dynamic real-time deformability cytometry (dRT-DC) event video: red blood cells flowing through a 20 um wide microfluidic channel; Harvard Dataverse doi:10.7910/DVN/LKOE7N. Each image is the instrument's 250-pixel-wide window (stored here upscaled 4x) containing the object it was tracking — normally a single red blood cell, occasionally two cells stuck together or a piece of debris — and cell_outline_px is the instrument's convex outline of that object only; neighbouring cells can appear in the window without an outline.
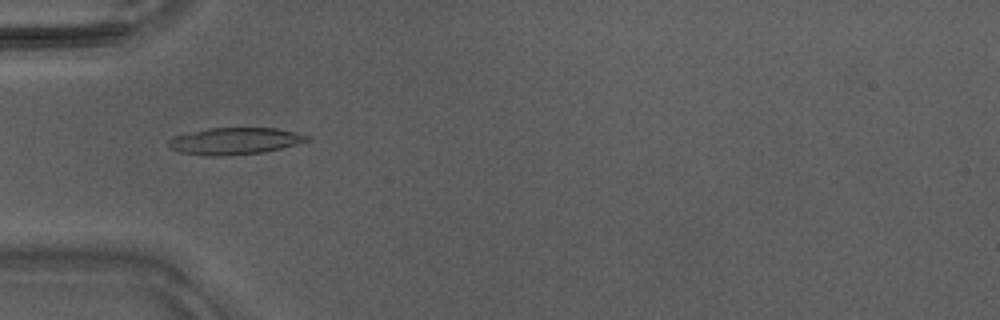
{"species": "Egyptian fruit bat (a non-hibernating species)", "species_latin": "Rousettus aegyptiacus", "temperature_condition": "warm", "stored_images_in_passage": 35, "camera_frame_rate_fps": 3000, "um_per_image_px": 0.085, "animal": {"sex": "male"}, "frame": {"image": 1, "passage_image": 5, "time_ms": 1.333, "image_size_px": [1000, 320], "cell_outline_px": [[312, 140], [264, 152], [220, 156], [212, 156], [180, 152], [168, 148], [168, 140], [176, 136], [208, 128], [276, 128], [312, 136]], "centroid_in_image_um": [19.98, 11.99], "position_along_channel_um": 65.0, "area_um2": 21.5}}
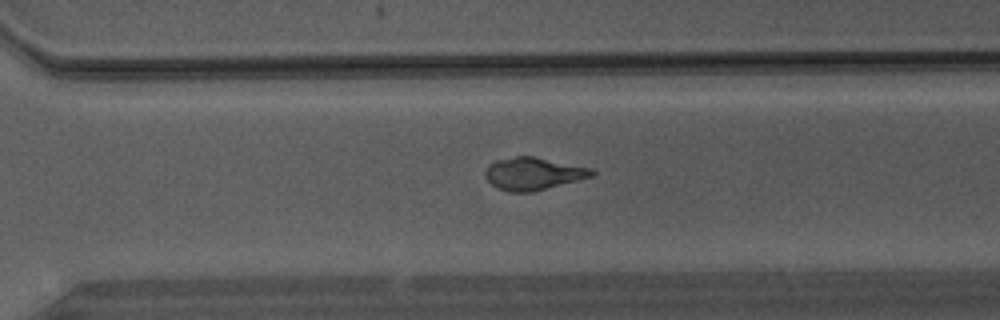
{"frame": {"image": 2, "passage_image": 22, "time_ms": 7.0, "image_size_px": [1000, 320], "cell_outline_px": [[596, 172], [592, 176], [532, 192], [508, 192], [496, 188], [488, 180], [484, 172], [488, 164], [496, 160], [516, 156], [532, 156], [592, 168]], "centroid_in_image_um": [45.29, 14.76], "position_along_channel_um": 325.3, "area_um2": 20.06}}
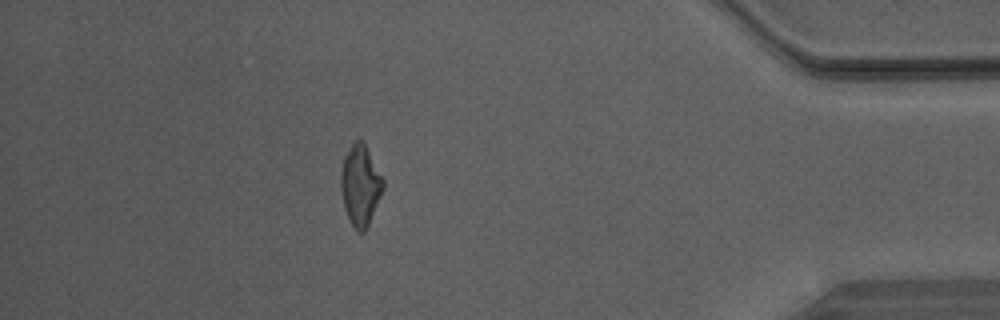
{"frame": {"image": 3, "passage_image": 30, "time_ms": 9.667, "image_size_px": [1000, 320], "cell_outline_px": [[384, 188], [368, 224], [364, 232], [356, 232], [344, 208], [340, 188], [340, 176], [344, 156], [352, 144], [356, 140], [360, 140], [364, 144], [384, 180]], "centroid_in_image_um": [30.61, 15.77], "position_along_channel_um": 404.6, "area_um2": 19.48}}